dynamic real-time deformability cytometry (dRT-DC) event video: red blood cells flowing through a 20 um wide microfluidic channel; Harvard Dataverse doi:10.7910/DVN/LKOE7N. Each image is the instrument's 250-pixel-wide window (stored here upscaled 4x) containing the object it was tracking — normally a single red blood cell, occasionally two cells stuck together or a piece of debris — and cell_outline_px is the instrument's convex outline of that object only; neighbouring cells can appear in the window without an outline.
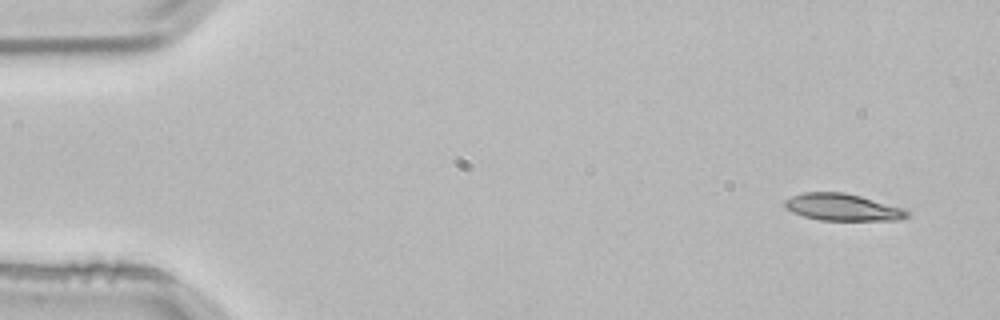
{"species": "common noctule bat (a hibernating species)", "species_latin": "Nyctalus noctula", "temperature_condition": "room temperature", "stored_images_in_passage": 4, "camera_frame_rate_fps": 3000, "um_per_image_px": 0.085, "animal": {"sex": "male", "body_mass_g": 21.5, "forearm_length_mm": 52.0}, "frame": {"image": 1, "passage_image": 1, "time_ms": 0.0, "image_size_px": [1000, 320], "cell_outline_px": [[912, 216], [900, 220], [820, 220], [804, 216], [792, 212], [784, 204], [784, 200], [792, 196], [804, 192], [844, 192], [860, 196], [904, 208], [912, 212]], "centroid_in_image_um": [71.69, 17.62], "position_along_channel_um": 13.3, "area_um2": 19.31}}
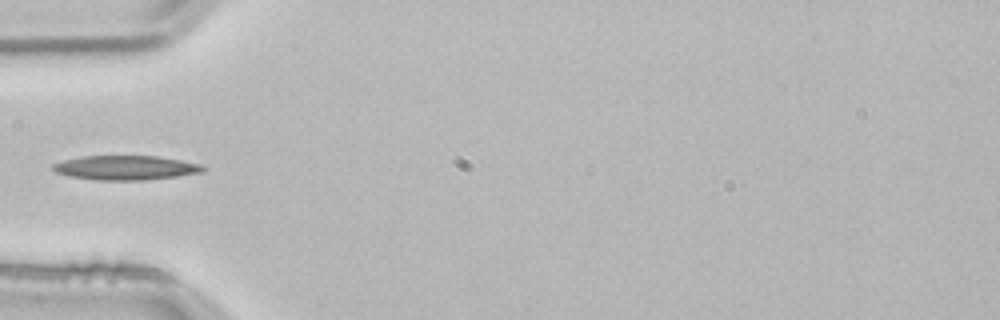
{"frame": {"image": 2, "passage_image": 4, "time_ms": 1.0, "image_size_px": [1000, 320], "cell_outline_px": [[208, 168], [204, 172], [176, 176], [144, 180], [96, 180], [68, 176], [56, 172], [52, 168], [52, 164], [64, 160], [84, 156], [156, 156], [180, 160], [200, 164]], "centroid_in_image_um": [10.69, 14.26], "position_along_channel_um": 74.3, "area_um2": 21.27}}